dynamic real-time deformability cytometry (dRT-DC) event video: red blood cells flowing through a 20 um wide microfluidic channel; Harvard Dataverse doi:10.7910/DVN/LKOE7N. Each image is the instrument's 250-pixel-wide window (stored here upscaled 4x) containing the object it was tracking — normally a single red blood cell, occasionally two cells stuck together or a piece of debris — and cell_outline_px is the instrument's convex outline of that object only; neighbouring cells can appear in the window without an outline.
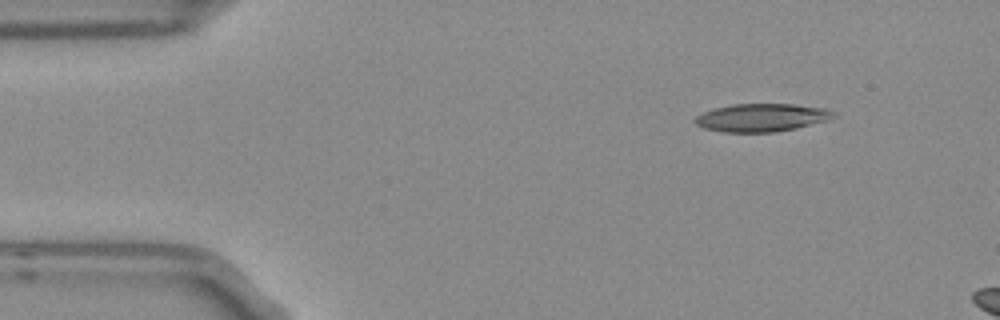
{"species": "Egyptian fruit bat (a non-hibernating species)", "species_latin": "Rousettus aegyptiacus", "temperature_condition": "room temperature", "stored_images_in_passage": 2, "camera_frame_rate_fps": 3000, "um_per_image_px": 0.085, "frame": {"image": 1, "passage_image": 2, "time_ms": 0.333, "image_size_px": [1000, 320], "cell_outline_px": [[836, 116], [824, 120], [796, 128], [772, 132], [724, 132], [704, 128], [696, 124], [692, 120], [696, 116], [704, 112], [716, 108], [732, 104], [792, 104], [824, 108], [836, 112]], "centroid_in_image_um": [64.7, 9.99], "position_along_channel_um": 20.3, "area_um2": 22.31}}